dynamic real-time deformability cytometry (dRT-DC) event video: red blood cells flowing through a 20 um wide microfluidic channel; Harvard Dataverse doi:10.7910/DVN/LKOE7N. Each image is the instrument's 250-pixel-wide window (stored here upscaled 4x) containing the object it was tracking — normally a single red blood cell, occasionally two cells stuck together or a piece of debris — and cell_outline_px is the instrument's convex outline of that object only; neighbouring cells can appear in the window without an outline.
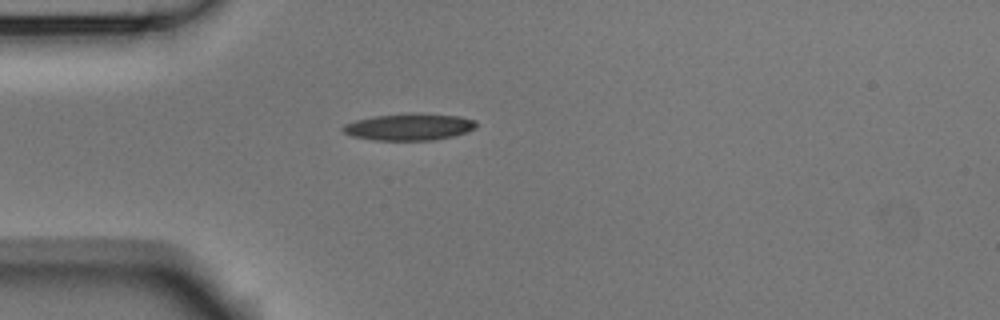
{"species": "Egyptian fruit bat (a non-hibernating species)", "species_latin": "Rousettus aegyptiacus", "temperature_condition": "room temperature", "stored_images_in_passage": 2, "camera_frame_rate_fps": 3000, "um_per_image_px": 0.085, "animal": {"sex": "male"}, "frame": {"image": 1, "passage_image": 1, "time_ms": 0.0, "image_size_px": [1000, 320], "cell_outline_px": [[476, 128], [468, 132], [452, 136], [432, 140], [372, 140], [352, 136], [344, 132], [340, 128], [344, 124], [356, 120], [376, 116], [408, 112], [412, 112], [460, 116], [476, 120]], "centroid_in_image_um": [34.79, 10.77], "position_along_channel_um": 50.2, "area_um2": 21.04}}